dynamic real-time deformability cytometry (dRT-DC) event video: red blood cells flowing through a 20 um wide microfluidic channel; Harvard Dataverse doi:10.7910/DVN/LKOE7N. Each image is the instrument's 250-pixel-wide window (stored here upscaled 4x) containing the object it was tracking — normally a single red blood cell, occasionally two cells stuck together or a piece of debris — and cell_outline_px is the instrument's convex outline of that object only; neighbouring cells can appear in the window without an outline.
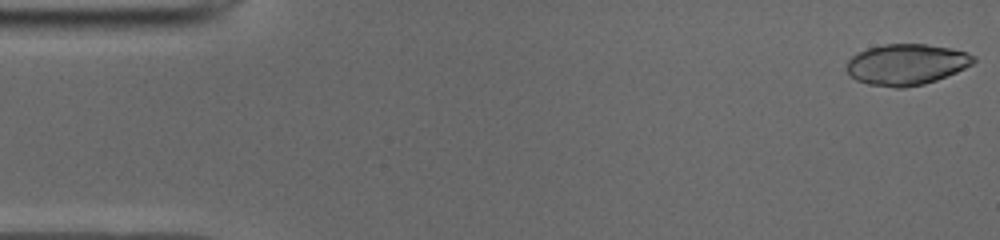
{"species": "common noctule bat (a hibernating species)", "species_latin": "Nyctalus noctula", "temperature_condition": "cold", "stored_images_in_passage": 49, "camera_frame_rate_fps": 3000, "um_per_image_px": 0.085, "animal": {"sex": "male", "body_mass_g": 19.0, "forearm_length_mm": 50.8}, "frame": {"image": 1, "passage_image": 1, "time_ms": 0.0, "image_size_px": [1000, 240], "cell_outline_px": [[976, 60], [972, 64], [956, 72], [936, 80], [924, 84], [904, 88], [896, 88], [868, 84], [856, 80], [844, 68], [848, 60], [852, 56], [868, 48], [884, 44], [924, 44], [952, 48], [968, 52], [976, 56]], "centroid_in_image_um": [77.05, 5.48], "position_along_channel_um": 7.9, "area_um2": 30.4}}